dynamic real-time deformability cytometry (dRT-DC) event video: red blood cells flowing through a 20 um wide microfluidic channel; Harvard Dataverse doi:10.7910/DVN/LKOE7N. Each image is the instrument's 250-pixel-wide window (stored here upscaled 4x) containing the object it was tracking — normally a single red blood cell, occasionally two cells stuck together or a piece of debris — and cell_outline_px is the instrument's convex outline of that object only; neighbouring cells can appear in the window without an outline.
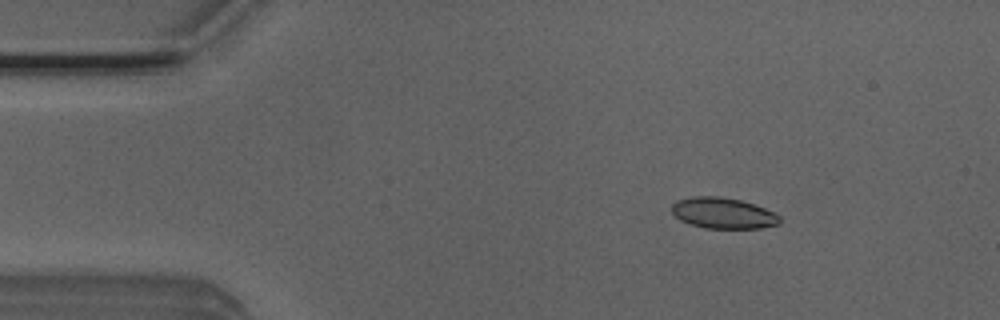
{"species": "Egyptian fruit bat (a non-hibernating species)", "species_latin": "Rousettus aegyptiacus", "temperature_condition": "room temperature", "stored_images_in_passage": 48, "camera_frame_rate_fps": 3000, "um_per_image_px": 0.085, "animal": {"sex": "male"}, "frame": {"image": 1, "passage_image": 3, "time_ms": 0.667, "image_size_px": [1000, 320], "cell_outline_px": [[780, 224], [760, 228], [704, 228], [688, 224], [680, 220], [672, 212], [672, 204], [676, 200], [692, 196], [720, 196], [740, 200], [756, 204], [780, 216]], "centroid_in_image_um": [61.44, 18.11], "position_along_channel_um": 23.6, "area_um2": 19.59}}
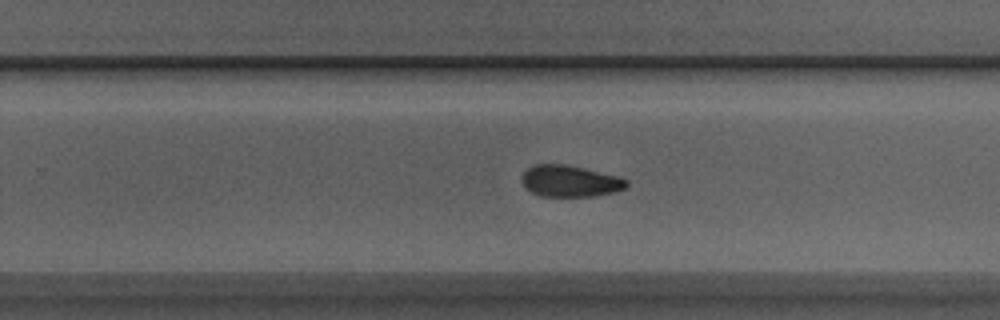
{"frame": {"image": 2, "passage_image": 28, "time_ms": 9.0, "image_size_px": [1000, 320], "cell_outline_px": [[628, 184], [624, 188], [616, 192], [596, 196], [540, 196], [524, 188], [520, 180], [524, 172], [532, 164], [564, 164], [584, 168], [620, 176], [628, 180]], "centroid_in_image_um": [48.44, 15.39], "position_along_channel_um": 281.4, "area_um2": 19.48}}
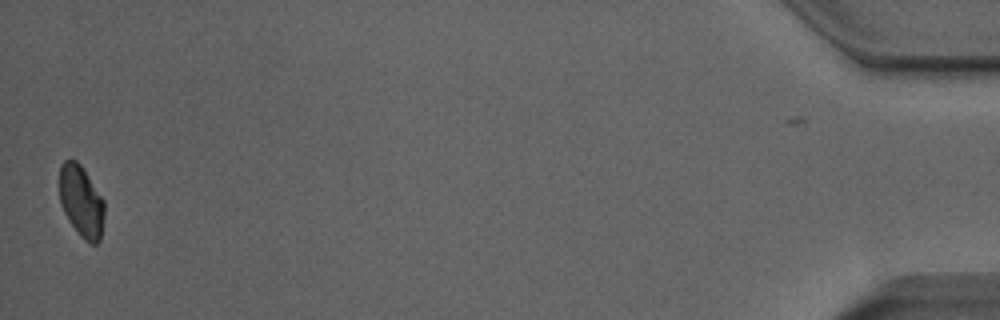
{"frame": {"image": 3, "passage_image": 47, "time_ms": 15.333, "image_size_px": [1000, 320], "cell_outline_px": [[104, 220], [100, 240], [96, 244], [92, 244], [84, 240], [80, 236], [68, 220], [60, 204], [60, 164], [64, 160], [76, 160], [80, 164], [104, 200]], "centroid_in_image_um": [6.91, 17.14], "position_along_channel_um": 428.3, "area_um2": 18.79}, "authors_computed_cell_mechanics": {"area_um2": 19.8254, "velocity_mm_per_s": 3.9085, "shape_relaxation_time_tau1_ms": null, "shape_relaxation_time_tau2_ms": 2.475, "deformation_change_tau1": null, "deformation_change_tau2": 0.064}}